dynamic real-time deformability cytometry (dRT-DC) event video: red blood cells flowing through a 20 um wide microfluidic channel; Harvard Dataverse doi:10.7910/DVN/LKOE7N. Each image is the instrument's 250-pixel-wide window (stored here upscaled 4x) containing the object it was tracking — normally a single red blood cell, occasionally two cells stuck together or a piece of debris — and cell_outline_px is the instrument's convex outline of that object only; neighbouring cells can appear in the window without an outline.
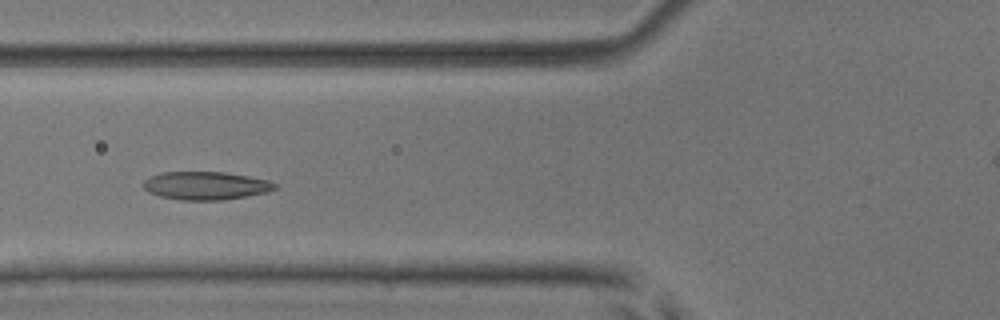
{"species": "common noctule bat (a hibernating species)", "species_latin": "Nyctalus noctula", "temperature_condition": "room temperature", "stored_images_in_passage": 49, "camera_frame_rate_fps": 3000, "um_per_image_px": 0.085, "animal": {"sex": "male", "body_mass_g": 17.9, "forearm_length_mm": 54.2}, "frame": {"image": 1, "passage_image": 17, "time_ms": 5.333, "image_size_px": [1000, 320], "cell_outline_px": [[276, 188], [268, 192], [220, 200], [180, 200], [160, 196], [148, 192], [144, 188], [144, 180], [152, 176], [164, 172], [224, 172], [248, 176], [268, 180], [276, 184]], "centroid_in_image_um": [17.48, 15.78], "position_along_channel_um": 108.3, "area_um2": 21.33}}
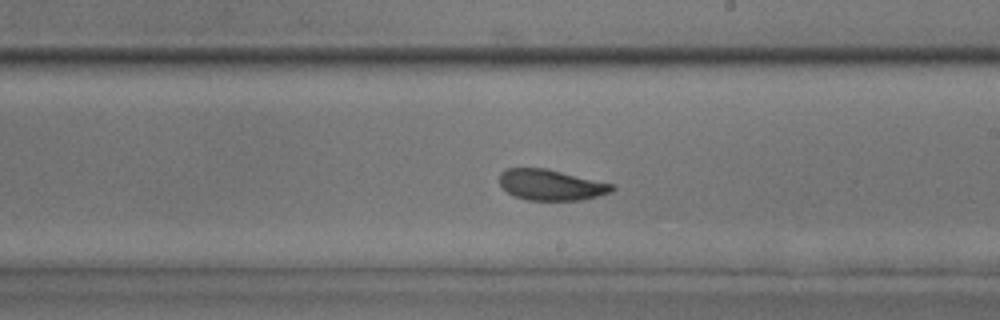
{"frame": {"image": 2, "passage_image": 27, "time_ms": 8.667, "image_size_px": [1000, 320], "cell_outline_px": [[616, 188], [612, 192], [580, 200], [528, 200], [512, 196], [500, 184], [500, 172], [504, 168], [548, 168], [616, 184]], "centroid_in_image_um": [46.87, 15.7], "position_along_channel_um": 242.1, "area_um2": 20.52}}
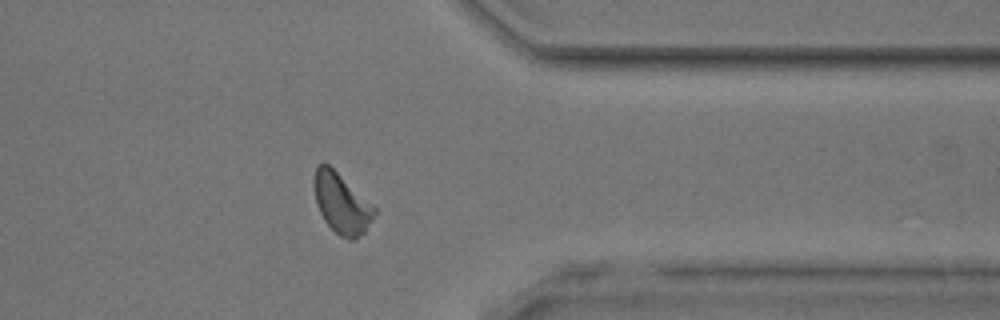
{"frame": {"image": 3, "passage_image": 38, "time_ms": 12.333, "image_size_px": [1000, 320], "cell_outline_px": [[376, 212], [364, 232], [356, 240], [348, 240], [340, 236], [324, 220], [316, 204], [316, 168], [324, 160], [376, 208]], "centroid_in_image_um": [29.06, 17.32], "position_along_channel_um": 382.3, "area_um2": 20.52}, "authors_computed_cell_mechanics": {"area_um2": 20.9236, "velocity_mm_per_s": 4.0424, "shape_relaxation_time_tau1_ms": 2.7063, "shape_relaxation_time_tau2_ms": 1.6322, "deformation_change_tau1": 0.1031, "deformation_change_tau2": 0.0746}}